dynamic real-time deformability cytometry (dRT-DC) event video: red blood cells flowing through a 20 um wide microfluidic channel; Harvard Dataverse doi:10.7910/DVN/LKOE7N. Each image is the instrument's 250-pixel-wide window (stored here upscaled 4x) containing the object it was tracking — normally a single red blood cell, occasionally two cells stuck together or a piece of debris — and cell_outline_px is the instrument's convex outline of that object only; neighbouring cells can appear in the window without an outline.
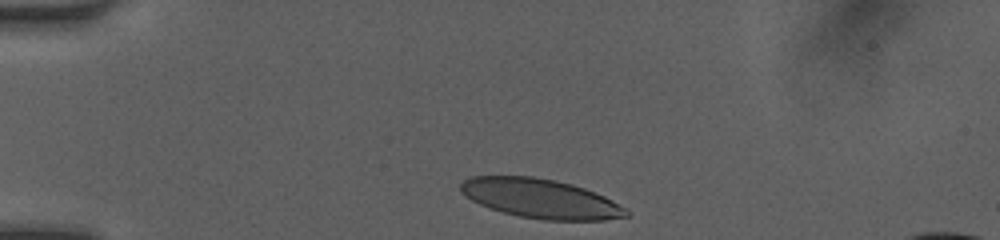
{"species": "human", "species_latin": "Homo sapiens", "temperature_condition": "room temperature", "stored_images_in_passage": 32, "camera_frame_rate_fps": 3000, "um_per_image_px": 0.085, "donor": {"sex": "female"}, "frame": {"image": 1, "passage_image": 1, "time_ms": 0.0, "image_size_px": [1000, 240], "cell_outline_px": [[632, 212], [628, 216], [604, 220], [544, 220], [520, 216], [504, 212], [480, 204], [472, 200], [460, 192], [460, 184], [464, 180], [472, 176], [532, 176], [572, 184], [584, 188], [604, 196], [628, 208]], "centroid_in_image_um": [45.99, 16.88], "position_along_channel_um": 39.0, "area_um2": 37.8}}
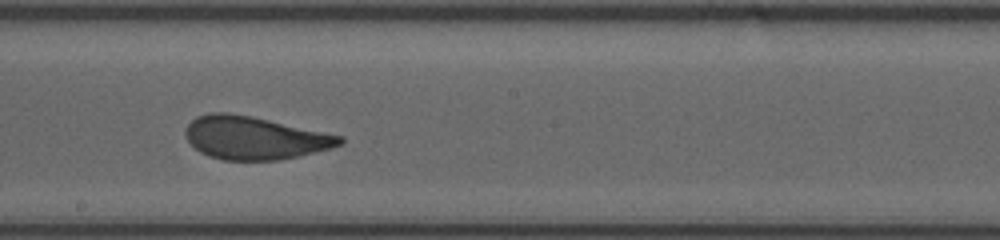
{"frame": {"image": 2, "passage_image": 18, "time_ms": 5.667, "image_size_px": [1000, 240], "cell_outline_px": [[344, 140], [340, 144], [328, 148], [280, 160], [220, 160], [208, 156], [200, 152], [184, 136], [184, 132], [188, 124], [196, 116], [208, 112], [228, 112], [252, 116], [344, 136]], "centroid_in_image_um": [21.58, 11.71], "position_along_channel_um": 226.6, "area_um2": 38.55}}
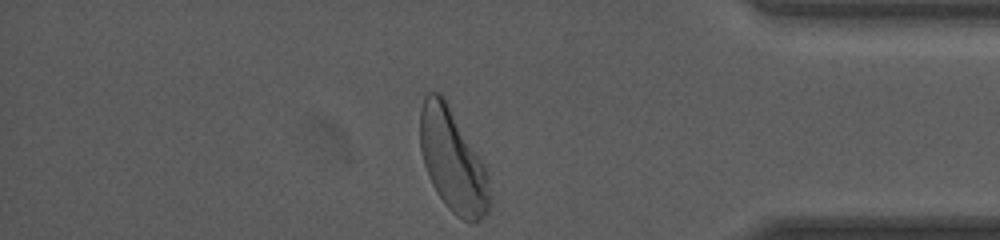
{"frame": {"image": 3, "passage_image": 32, "time_ms": 10.333, "image_size_px": [1000, 240], "cell_outline_px": [[492, 204], [488, 212], [480, 220], [472, 224], [456, 216], [444, 204], [436, 192], [428, 176], [424, 164], [420, 148], [420, 108], [424, 96], [428, 92], [440, 92], [444, 96], [480, 156], [488, 172], [492, 200]], "centroid_in_image_um": [38.5, 13.68], "position_along_channel_um": 396.7, "area_um2": 42.48}, "authors_computed_cell_mechanics": {"area_um2": 38.8994, "velocity_mm_per_s": 4.1391, "shape_relaxation_time_tau1_ms": 3.1912, "shape_relaxation_time_tau2_ms": null, "deformation_change_tau1": 0.149, "deformation_change_tau2": null}}